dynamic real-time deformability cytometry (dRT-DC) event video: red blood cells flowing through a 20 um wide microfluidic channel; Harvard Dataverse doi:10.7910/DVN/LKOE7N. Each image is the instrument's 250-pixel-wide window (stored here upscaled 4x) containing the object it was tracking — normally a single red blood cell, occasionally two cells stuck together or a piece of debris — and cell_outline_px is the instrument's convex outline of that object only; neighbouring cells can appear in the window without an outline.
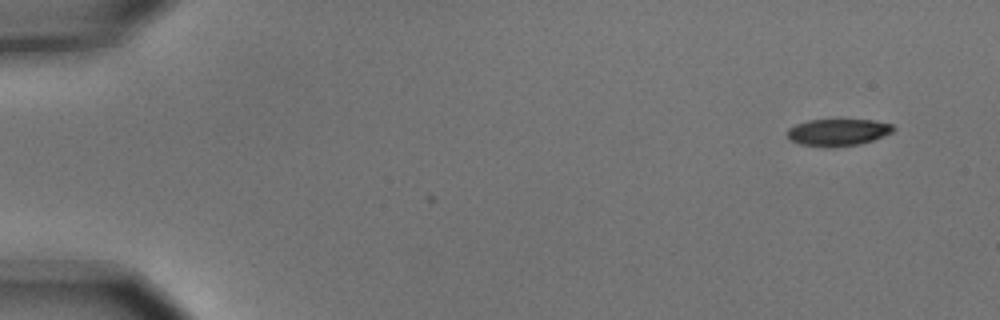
{"species": "common noctule bat (a hibernating species)", "species_latin": "Nyctalus noctula", "temperature_condition": "cold", "stored_images_in_passage": 2, "camera_frame_rate_fps": 3000, "um_per_image_px": 0.085, "animal": {"sex": "male", "body_mass_g": 15.6}, "frame": {"image": 1, "passage_image": 2, "time_ms": 0.333, "image_size_px": [1000, 320], "cell_outline_px": [[896, 128], [892, 132], [872, 140], [860, 144], [832, 148], [828, 148], [800, 144], [788, 140], [788, 128], [796, 124], [808, 120], [872, 120], [892, 124]], "centroid_in_image_um": [71.2, 11.26], "position_along_channel_um": 13.8, "area_um2": 16.76}}